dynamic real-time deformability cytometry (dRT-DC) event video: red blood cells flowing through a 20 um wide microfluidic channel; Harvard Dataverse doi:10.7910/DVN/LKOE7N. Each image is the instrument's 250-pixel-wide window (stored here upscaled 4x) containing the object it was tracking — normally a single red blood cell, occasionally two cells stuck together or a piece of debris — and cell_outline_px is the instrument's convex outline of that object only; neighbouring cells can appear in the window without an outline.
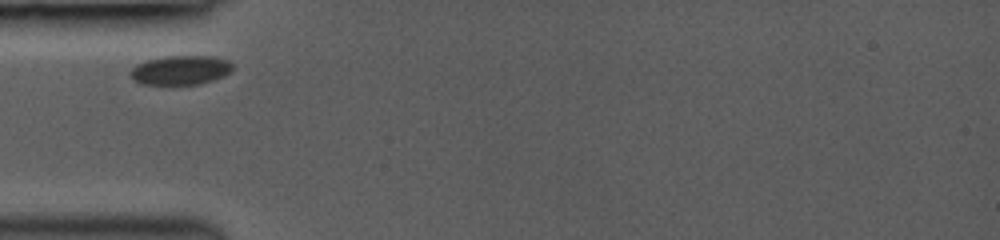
{"species": "common noctule bat (a hibernating species)", "species_latin": "Nyctalus noctula", "temperature_condition": "room temperature", "stored_images_in_passage": 21, "camera_frame_rate_fps": 3000, "um_per_image_px": 0.085, "animal": {"sex": "female", "body_mass_g": 19.0, "forearm_length_mm": 53.3}, "frame": {"image": 1, "passage_image": 1, "time_ms": 0.0, "image_size_px": [1000, 240], "cell_outline_px": [[232, 72], [224, 76], [200, 84], [140, 84], [132, 80], [128, 72], [136, 64], [148, 60], [164, 56], [212, 56], [228, 60], [232, 64]], "centroid_in_image_um": [15.33, 5.96], "position_along_channel_um": 69.7, "area_um2": 17.57}}